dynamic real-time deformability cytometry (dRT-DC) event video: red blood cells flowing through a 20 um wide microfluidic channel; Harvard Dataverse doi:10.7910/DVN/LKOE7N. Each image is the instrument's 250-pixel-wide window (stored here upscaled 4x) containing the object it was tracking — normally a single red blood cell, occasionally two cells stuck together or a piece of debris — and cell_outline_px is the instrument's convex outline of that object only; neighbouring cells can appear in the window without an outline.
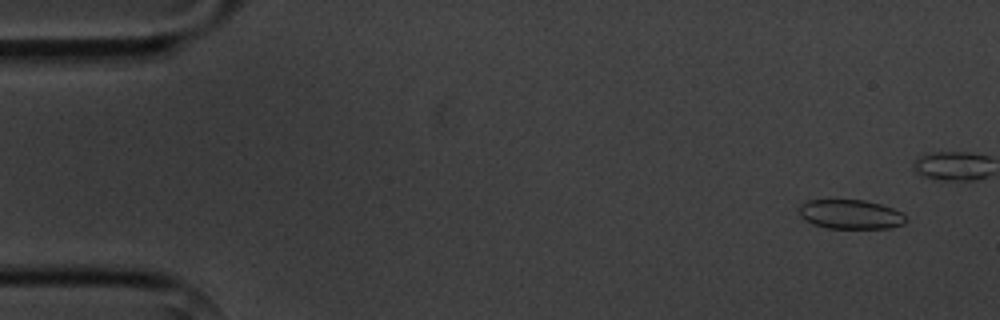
{"species": "common noctule bat (a hibernating species)", "species_latin": "Nyctalus noctula", "temperature_condition": "cold", "stored_images_in_passage": 4, "camera_frame_rate_fps": 3000, "um_per_image_px": 0.085, "animal": {"sex": "male", "body_mass_g": 20.1, "forearm_length_mm": 53.5}, "frame": {"image": 1, "passage_image": 1, "time_ms": 0.0, "image_size_px": [1000, 320], "cell_outline_px": [[908, 220], [904, 224], [892, 228], [828, 228], [812, 224], [800, 216], [800, 204], [808, 200], [864, 200], [880, 204], [892, 208], [900, 212]], "centroid_in_image_um": [72.3, 18.22], "position_along_channel_um": 12.7, "area_um2": 18.21}}